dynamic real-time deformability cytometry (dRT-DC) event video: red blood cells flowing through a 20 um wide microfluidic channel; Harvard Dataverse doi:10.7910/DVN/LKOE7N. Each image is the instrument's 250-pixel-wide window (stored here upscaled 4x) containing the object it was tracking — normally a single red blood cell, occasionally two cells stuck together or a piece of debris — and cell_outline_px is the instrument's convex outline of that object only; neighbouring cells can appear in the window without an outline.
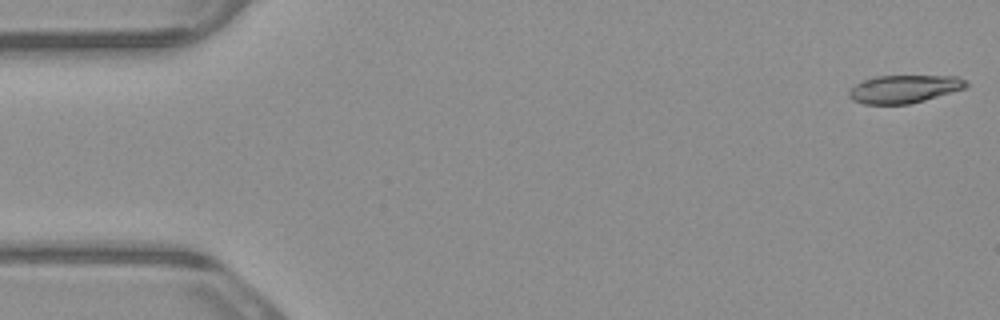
{"species": "common noctule bat (a hibernating species)", "species_latin": "Nyctalus noctula", "temperature_condition": "warm", "stored_images_in_passage": 6, "camera_frame_rate_fps": 3000, "um_per_image_px": 0.085, "animal": {"sex": "male", "body_mass_g": 23.1, "forearm_length_mm": 52.7}, "frame": {"image": 1, "passage_image": 1, "time_ms": 0.0, "image_size_px": [1000, 320], "cell_outline_px": [[968, 84], [964, 88], [924, 100], [908, 104], [864, 104], [852, 100], [848, 96], [848, 92], [856, 84], [864, 80], [876, 76], [960, 76], [968, 80]], "centroid_in_image_um": [76.85, 7.56], "position_along_channel_um": 8.1, "area_um2": 18.96}}
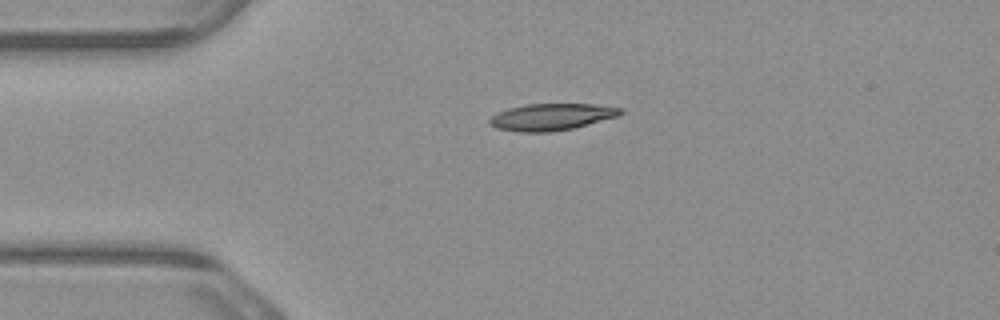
{"frame": {"image": 2, "passage_image": 4, "time_ms": 1.0, "image_size_px": [1000, 320], "cell_outline_px": [[624, 112], [620, 116], [572, 128], [548, 132], [520, 132], [496, 128], [488, 124], [488, 120], [496, 112], [508, 108], [524, 104], [596, 104], [624, 108]], "centroid_in_image_um": [46.88, 9.93], "position_along_channel_um": 38.1, "area_um2": 20.63}}
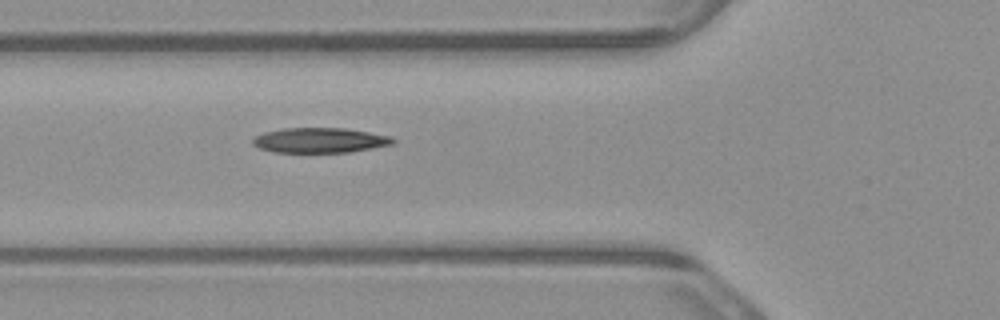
{"frame": {"image": 3, "passage_image": 6, "time_ms": 1.667, "image_size_px": [1000, 320], "cell_outline_px": [[396, 140], [392, 144], [372, 148], [348, 152], [272, 152], [260, 148], [252, 144], [252, 140], [256, 136], [264, 132], [284, 128], [344, 128], [392, 136]], "centroid_in_image_um": [27.18, 11.92], "position_along_channel_um": 98.6, "area_um2": 20.35}}